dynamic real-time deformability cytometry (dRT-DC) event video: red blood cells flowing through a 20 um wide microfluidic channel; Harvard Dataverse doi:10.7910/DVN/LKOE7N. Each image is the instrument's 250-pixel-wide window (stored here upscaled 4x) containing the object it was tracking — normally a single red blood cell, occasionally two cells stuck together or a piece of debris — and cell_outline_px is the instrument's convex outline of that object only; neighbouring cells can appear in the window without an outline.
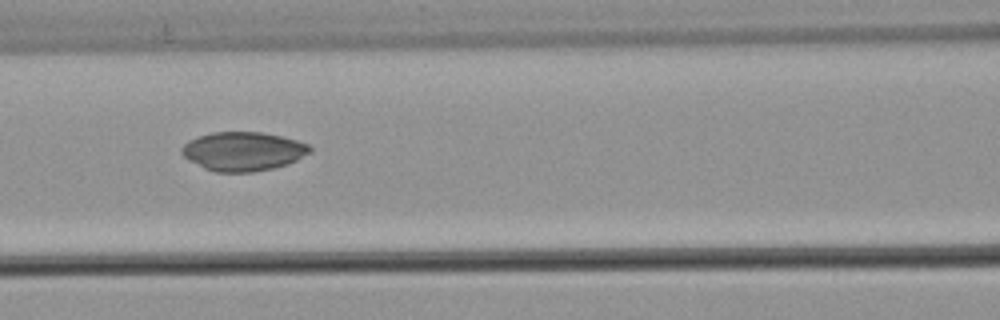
{"species": "common noctule bat (a hibernating species)", "species_latin": "Nyctalus noctula", "temperature_condition": "warm", "stored_images_in_passage": 5, "camera_frame_rate_fps": 3000, "um_per_image_px": 0.085, "animal": {"sex": "male", "body_mass_g": 21.5, "forearm_length_mm": 52.0}, "frame": {"image": 1, "passage_image": 3, "time_ms": 0.667, "image_size_px": [1000, 320], "cell_outline_px": [[312, 152], [288, 164], [272, 168], [252, 172], [216, 172], [204, 168], [188, 160], [180, 152], [180, 148], [188, 140], [212, 132], [260, 132], [280, 136], [296, 140], [308, 144], [312, 148]], "centroid_in_image_um": [20.65, 12.86], "position_along_channel_um": 145.9, "area_um2": 29.07}}